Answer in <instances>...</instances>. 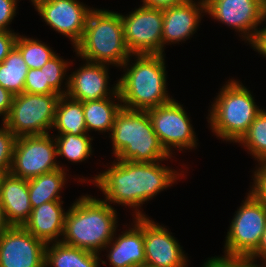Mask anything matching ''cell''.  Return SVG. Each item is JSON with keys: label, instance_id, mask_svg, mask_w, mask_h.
<instances>
[{"label": "cell", "instance_id": "1", "mask_svg": "<svg viewBox=\"0 0 266 267\" xmlns=\"http://www.w3.org/2000/svg\"><path fill=\"white\" fill-rule=\"evenodd\" d=\"M162 161L168 159L146 163L115 159L110 162L112 164L106 170L99 172L92 179L78 176L77 183L91 182L105 195H102L104 197L102 200L111 206L117 204L131 208L133 211L131 215L134 218L148 217L142 210L144 202L151 201L164 189L170 188L182 177H186L184 170L172 169L163 165Z\"/></svg>", "mask_w": 266, "mask_h": 267}, {"label": "cell", "instance_id": "2", "mask_svg": "<svg viewBox=\"0 0 266 267\" xmlns=\"http://www.w3.org/2000/svg\"><path fill=\"white\" fill-rule=\"evenodd\" d=\"M165 58L163 54L131 55L120 67L124 71L118 78L122 108L146 111L174 99L167 90Z\"/></svg>", "mask_w": 266, "mask_h": 267}, {"label": "cell", "instance_id": "3", "mask_svg": "<svg viewBox=\"0 0 266 267\" xmlns=\"http://www.w3.org/2000/svg\"><path fill=\"white\" fill-rule=\"evenodd\" d=\"M116 210L101 198L79 196L67 210L61 242L101 254L118 231Z\"/></svg>", "mask_w": 266, "mask_h": 267}, {"label": "cell", "instance_id": "4", "mask_svg": "<svg viewBox=\"0 0 266 267\" xmlns=\"http://www.w3.org/2000/svg\"><path fill=\"white\" fill-rule=\"evenodd\" d=\"M218 92L208 109V128L216 138L238 143L263 108L256 104L253 93L240 80L229 78Z\"/></svg>", "mask_w": 266, "mask_h": 267}, {"label": "cell", "instance_id": "5", "mask_svg": "<svg viewBox=\"0 0 266 267\" xmlns=\"http://www.w3.org/2000/svg\"><path fill=\"white\" fill-rule=\"evenodd\" d=\"M114 158L131 162L171 160L155 133L147 111L121 108L108 136Z\"/></svg>", "mask_w": 266, "mask_h": 267}, {"label": "cell", "instance_id": "6", "mask_svg": "<svg viewBox=\"0 0 266 267\" xmlns=\"http://www.w3.org/2000/svg\"><path fill=\"white\" fill-rule=\"evenodd\" d=\"M73 52L82 60L120 69L131 56L124 39L121 13L94 8Z\"/></svg>", "mask_w": 266, "mask_h": 267}, {"label": "cell", "instance_id": "7", "mask_svg": "<svg viewBox=\"0 0 266 267\" xmlns=\"http://www.w3.org/2000/svg\"><path fill=\"white\" fill-rule=\"evenodd\" d=\"M234 212L224 241V255L250 257L266 228V206L250 191Z\"/></svg>", "mask_w": 266, "mask_h": 267}, {"label": "cell", "instance_id": "8", "mask_svg": "<svg viewBox=\"0 0 266 267\" xmlns=\"http://www.w3.org/2000/svg\"><path fill=\"white\" fill-rule=\"evenodd\" d=\"M59 94L14 95L10 112L3 124L16 136L48 134L55 120Z\"/></svg>", "mask_w": 266, "mask_h": 267}, {"label": "cell", "instance_id": "9", "mask_svg": "<svg viewBox=\"0 0 266 267\" xmlns=\"http://www.w3.org/2000/svg\"><path fill=\"white\" fill-rule=\"evenodd\" d=\"M153 129L165 150L175 157L176 152L196 150L198 137L191 119L178 100L146 110ZM175 148V149H173ZM173 154V155H172Z\"/></svg>", "mask_w": 266, "mask_h": 267}, {"label": "cell", "instance_id": "10", "mask_svg": "<svg viewBox=\"0 0 266 267\" xmlns=\"http://www.w3.org/2000/svg\"><path fill=\"white\" fill-rule=\"evenodd\" d=\"M56 159V143L51 132L17 137L10 173L28 180L58 168L69 171Z\"/></svg>", "mask_w": 266, "mask_h": 267}, {"label": "cell", "instance_id": "11", "mask_svg": "<svg viewBox=\"0 0 266 267\" xmlns=\"http://www.w3.org/2000/svg\"><path fill=\"white\" fill-rule=\"evenodd\" d=\"M129 14H122L126 46L131 55L163 54V9L140 5Z\"/></svg>", "mask_w": 266, "mask_h": 267}, {"label": "cell", "instance_id": "12", "mask_svg": "<svg viewBox=\"0 0 266 267\" xmlns=\"http://www.w3.org/2000/svg\"><path fill=\"white\" fill-rule=\"evenodd\" d=\"M206 13L238 33L248 43L266 17L263 0H204ZM240 33V34H239Z\"/></svg>", "mask_w": 266, "mask_h": 267}, {"label": "cell", "instance_id": "13", "mask_svg": "<svg viewBox=\"0 0 266 267\" xmlns=\"http://www.w3.org/2000/svg\"><path fill=\"white\" fill-rule=\"evenodd\" d=\"M93 9L80 0H47L41 2L35 11L47 26L68 38L74 48L83 37L88 16Z\"/></svg>", "mask_w": 266, "mask_h": 267}, {"label": "cell", "instance_id": "14", "mask_svg": "<svg viewBox=\"0 0 266 267\" xmlns=\"http://www.w3.org/2000/svg\"><path fill=\"white\" fill-rule=\"evenodd\" d=\"M143 217L145 264L152 267H189L187 253L166 226Z\"/></svg>", "mask_w": 266, "mask_h": 267}, {"label": "cell", "instance_id": "15", "mask_svg": "<svg viewBox=\"0 0 266 267\" xmlns=\"http://www.w3.org/2000/svg\"><path fill=\"white\" fill-rule=\"evenodd\" d=\"M46 245L23 226H11L0 235V267H45Z\"/></svg>", "mask_w": 266, "mask_h": 267}, {"label": "cell", "instance_id": "16", "mask_svg": "<svg viewBox=\"0 0 266 267\" xmlns=\"http://www.w3.org/2000/svg\"><path fill=\"white\" fill-rule=\"evenodd\" d=\"M82 61L84 64L69 74L66 96L89 102L112 97L118 92V80L110 88L109 65Z\"/></svg>", "mask_w": 266, "mask_h": 267}, {"label": "cell", "instance_id": "17", "mask_svg": "<svg viewBox=\"0 0 266 267\" xmlns=\"http://www.w3.org/2000/svg\"><path fill=\"white\" fill-rule=\"evenodd\" d=\"M206 13L204 0H187L185 3L163 9V55L166 45L180 44L191 39L200 27ZM191 37V38H190Z\"/></svg>", "mask_w": 266, "mask_h": 267}, {"label": "cell", "instance_id": "18", "mask_svg": "<svg viewBox=\"0 0 266 267\" xmlns=\"http://www.w3.org/2000/svg\"><path fill=\"white\" fill-rule=\"evenodd\" d=\"M129 227L117 235L103 248L110 267H137L145 264L143 217H135ZM109 249V250H108Z\"/></svg>", "mask_w": 266, "mask_h": 267}, {"label": "cell", "instance_id": "19", "mask_svg": "<svg viewBox=\"0 0 266 267\" xmlns=\"http://www.w3.org/2000/svg\"><path fill=\"white\" fill-rule=\"evenodd\" d=\"M63 203L64 201H50L32 208L30 217L23 227L46 244L61 242L67 213Z\"/></svg>", "mask_w": 266, "mask_h": 267}, {"label": "cell", "instance_id": "20", "mask_svg": "<svg viewBox=\"0 0 266 267\" xmlns=\"http://www.w3.org/2000/svg\"><path fill=\"white\" fill-rule=\"evenodd\" d=\"M0 202L11 226H23L32 211L28 180L11 173L5 174L1 184Z\"/></svg>", "mask_w": 266, "mask_h": 267}, {"label": "cell", "instance_id": "21", "mask_svg": "<svg viewBox=\"0 0 266 267\" xmlns=\"http://www.w3.org/2000/svg\"><path fill=\"white\" fill-rule=\"evenodd\" d=\"M101 263L108 264L100 254L62 242L48 243L45 248V267H100Z\"/></svg>", "mask_w": 266, "mask_h": 267}, {"label": "cell", "instance_id": "22", "mask_svg": "<svg viewBox=\"0 0 266 267\" xmlns=\"http://www.w3.org/2000/svg\"><path fill=\"white\" fill-rule=\"evenodd\" d=\"M87 133H111L116 114L122 108L119 91L112 97L82 102Z\"/></svg>", "mask_w": 266, "mask_h": 267}, {"label": "cell", "instance_id": "23", "mask_svg": "<svg viewBox=\"0 0 266 267\" xmlns=\"http://www.w3.org/2000/svg\"><path fill=\"white\" fill-rule=\"evenodd\" d=\"M69 174L58 168L28 179L29 200L32 208L50 201H63L61 193L67 185Z\"/></svg>", "mask_w": 266, "mask_h": 267}, {"label": "cell", "instance_id": "24", "mask_svg": "<svg viewBox=\"0 0 266 267\" xmlns=\"http://www.w3.org/2000/svg\"><path fill=\"white\" fill-rule=\"evenodd\" d=\"M52 129L58 131L55 135L66 133L73 135L88 134L82 102L71 99L66 95L60 96L56 105Z\"/></svg>", "mask_w": 266, "mask_h": 267}, {"label": "cell", "instance_id": "25", "mask_svg": "<svg viewBox=\"0 0 266 267\" xmlns=\"http://www.w3.org/2000/svg\"><path fill=\"white\" fill-rule=\"evenodd\" d=\"M27 72L28 67L20 51L14 46L0 63V86L13 95L23 93Z\"/></svg>", "mask_w": 266, "mask_h": 267}, {"label": "cell", "instance_id": "26", "mask_svg": "<svg viewBox=\"0 0 266 267\" xmlns=\"http://www.w3.org/2000/svg\"><path fill=\"white\" fill-rule=\"evenodd\" d=\"M56 143L57 158L65 157L72 163H81L92 157L94 149H92V141L95 137L89 134L73 135H53Z\"/></svg>", "mask_w": 266, "mask_h": 267}, {"label": "cell", "instance_id": "27", "mask_svg": "<svg viewBox=\"0 0 266 267\" xmlns=\"http://www.w3.org/2000/svg\"><path fill=\"white\" fill-rule=\"evenodd\" d=\"M258 162H266V109H262L238 142Z\"/></svg>", "mask_w": 266, "mask_h": 267}, {"label": "cell", "instance_id": "28", "mask_svg": "<svg viewBox=\"0 0 266 267\" xmlns=\"http://www.w3.org/2000/svg\"><path fill=\"white\" fill-rule=\"evenodd\" d=\"M15 47L20 51L28 69L42 68L56 54V51L54 52L45 42L20 33L16 38Z\"/></svg>", "mask_w": 266, "mask_h": 267}, {"label": "cell", "instance_id": "29", "mask_svg": "<svg viewBox=\"0 0 266 267\" xmlns=\"http://www.w3.org/2000/svg\"><path fill=\"white\" fill-rule=\"evenodd\" d=\"M73 61L60 57L57 53L43 65L45 67L46 82L60 95H66L68 89V68ZM65 81V82H64ZM64 83V85H63ZM63 85V86H62ZM64 87V88H63Z\"/></svg>", "mask_w": 266, "mask_h": 267}, {"label": "cell", "instance_id": "30", "mask_svg": "<svg viewBox=\"0 0 266 267\" xmlns=\"http://www.w3.org/2000/svg\"><path fill=\"white\" fill-rule=\"evenodd\" d=\"M16 136L3 124L0 127V173H10Z\"/></svg>", "mask_w": 266, "mask_h": 267}, {"label": "cell", "instance_id": "31", "mask_svg": "<svg viewBox=\"0 0 266 267\" xmlns=\"http://www.w3.org/2000/svg\"><path fill=\"white\" fill-rule=\"evenodd\" d=\"M24 92L30 94H58L47 82L45 67L28 69L24 84Z\"/></svg>", "mask_w": 266, "mask_h": 267}, {"label": "cell", "instance_id": "32", "mask_svg": "<svg viewBox=\"0 0 266 267\" xmlns=\"http://www.w3.org/2000/svg\"><path fill=\"white\" fill-rule=\"evenodd\" d=\"M252 173L253 182L249 191L266 206V162H258Z\"/></svg>", "mask_w": 266, "mask_h": 267}, {"label": "cell", "instance_id": "33", "mask_svg": "<svg viewBox=\"0 0 266 267\" xmlns=\"http://www.w3.org/2000/svg\"><path fill=\"white\" fill-rule=\"evenodd\" d=\"M255 264L249 257L237 256H212L204 261L201 267H254Z\"/></svg>", "mask_w": 266, "mask_h": 267}, {"label": "cell", "instance_id": "34", "mask_svg": "<svg viewBox=\"0 0 266 267\" xmlns=\"http://www.w3.org/2000/svg\"><path fill=\"white\" fill-rule=\"evenodd\" d=\"M18 0H0V30L14 32L10 29V24L18 13Z\"/></svg>", "mask_w": 266, "mask_h": 267}, {"label": "cell", "instance_id": "35", "mask_svg": "<svg viewBox=\"0 0 266 267\" xmlns=\"http://www.w3.org/2000/svg\"><path fill=\"white\" fill-rule=\"evenodd\" d=\"M263 22L261 23L263 28H260L261 26H259L247 44L266 59V26H263V24L266 25V17Z\"/></svg>", "mask_w": 266, "mask_h": 267}, {"label": "cell", "instance_id": "36", "mask_svg": "<svg viewBox=\"0 0 266 267\" xmlns=\"http://www.w3.org/2000/svg\"><path fill=\"white\" fill-rule=\"evenodd\" d=\"M18 32L0 30V63L8 56L14 48Z\"/></svg>", "mask_w": 266, "mask_h": 267}, {"label": "cell", "instance_id": "37", "mask_svg": "<svg viewBox=\"0 0 266 267\" xmlns=\"http://www.w3.org/2000/svg\"><path fill=\"white\" fill-rule=\"evenodd\" d=\"M14 95L6 90L5 88L0 86V117L1 123L5 121L7 118L11 105L13 103Z\"/></svg>", "mask_w": 266, "mask_h": 267}, {"label": "cell", "instance_id": "38", "mask_svg": "<svg viewBox=\"0 0 266 267\" xmlns=\"http://www.w3.org/2000/svg\"><path fill=\"white\" fill-rule=\"evenodd\" d=\"M187 0H141L142 6L155 9H166L185 3Z\"/></svg>", "mask_w": 266, "mask_h": 267}, {"label": "cell", "instance_id": "39", "mask_svg": "<svg viewBox=\"0 0 266 267\" xmlns=\"http://www.w3.org/2000/svg\"><path fill=\"white\" fill-rule=\"evenodd\" d=\"M266 257V228L263 232L261 242L255 252L249 257L253 263L256 265L258 259L261 260L262 258Z\"/></svg>", "mask_w": 266, "mask_h": 267}, {"label": "cell", "instance_id": "40", "mask_svg": "<svg viewBox=\"0 0 266 267\" xmlns=\"http://www.w3.org/2000/svg\"><path fill=\"white\" fill-rule=\"evenodd\" d=\"M11 227V224L8 222L4 208L1 205L0 202V235L7 229Z\"/></svg>", "mask_w": 266, "mask_h": 267}, {"label": "cell", "instance_id": "41", "mask_svg": "<svg viewBox=\"0 0 266 267\" xmlns=\"http://www.w3.org/2000/svg\"><path fill=\"white\" fill-rule=\"evenodd\" d=\"M29 1H30V3H32L31 5H33L34 9H35L41 2H44V1H47V0H29Z\"/></svg>", "mask_w": 266, "mask_h": 267}, {"label": "cell", "instance_id": "42", "mask_svg": "<svg viewBox=\"0 0 266 267\" xmlns=\"http://www.w3.org/2000/svg\"><path fill=\"white\" fill-rule=\"evenodd\" d=\"M261 261H262L261 264L257 263L255 266L256 267H266V257L262 258Z\"/></svg>", "mask_w": 266, "mask_h": 267}, {"label": "cell", "instance_id": "43", "mask_svg": "<svg viewBox=\"0 0 266 267\" xmlns=\"http://www.w3.org/2000/svg\"><path fill=\"white\" fill-rule=\"evenodd\" d=\"M5 174H7V173H0V190H1L2 180H3Z\"/></svg>", "mask_w": 266, "mask_h": 267}, {"label": "cell", "instance_id": "44", "mask_svg": "<svg viewBox=\"0 0 266 267\" xmlns=\"http://www.w3.org/2000/svg\"><path fill=\"white\" fill-rule=\"evenodd\" d=\"M137 267H152V266H149V265L143 264V265H140V266H137Z\"/></svg>", "mask_w": 266, "mask_h": 267}]
</instances>
